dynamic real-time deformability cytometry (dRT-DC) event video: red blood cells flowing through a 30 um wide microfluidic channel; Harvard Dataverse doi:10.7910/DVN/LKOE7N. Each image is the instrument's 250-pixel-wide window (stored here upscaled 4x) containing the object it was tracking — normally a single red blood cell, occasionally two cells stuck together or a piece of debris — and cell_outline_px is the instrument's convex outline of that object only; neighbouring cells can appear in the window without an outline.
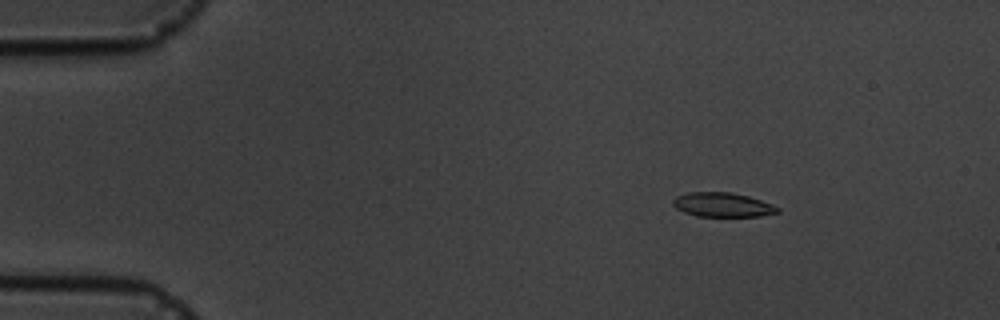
{"species": "common noctule bat (a hibernating species)", "species_latin": "Nyctalus noctula", "temperature_condition": "cold", "stored_images_in_passage": 16, "camera_frame_rate_fps": 3000, "um_per_image_px": 0.085, "animal": {"sex": "male", "body_mass_g": 19.5, "forearm_length_mm": 54.6}, "frame": {"image": 1, "passage_image": 2, "time_ms": 1.333, "image_size_px": [1000, 320], "cell_outline_px": [[780, 212], [760, 216], [696, 216], [684, 212], [676, 208], [672, 204], [672, 200], [676, 196], [688, 192], [732, 192], [748, 196], [772, 204], [780, 208]], "centroid_in_image_um": [61.41, 17.4], "position_along_channel_um": 23.6, "area_um2": 14.85}}
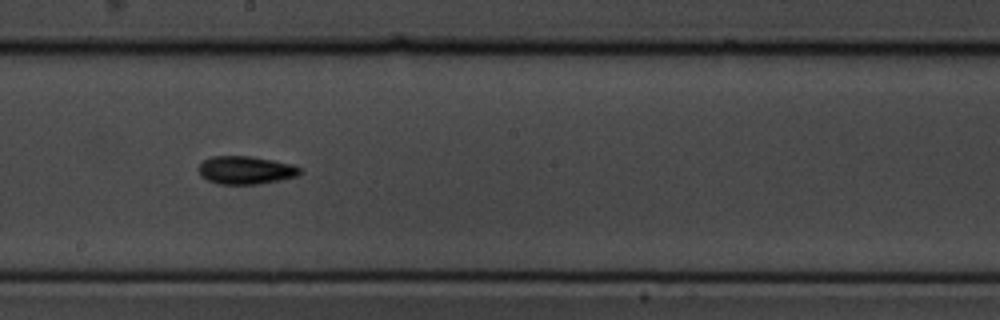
{"frame": {"image": 2, "passage_image": 9, "time_ms": 9.0, "image_size_px": [1000, 320], "cell_outline_px": [[304, 172], [296, 176], [280, 180], [260, 184], [220, 184], [208, 180], [200, 176], [200, 164], [204, 160], [212, 156], [248, 156], [272, 160], [292, 164], [300, 168]], "centroid_in_image_um": [20.91, 14.46], "position_along_channel_um": 227.3, "area_um2": 16.47}}
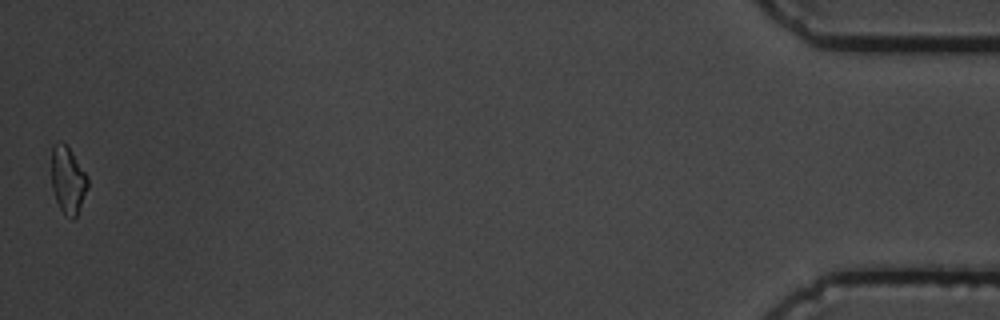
{"frame": {"image": 3, "passage_image": 16, "time_ms": 17.0, "image_size_px": [1000, 320], "cell_outline_px": [[88, 188], [76, 216], [72, 220], [64, 216], [56, 200], [52, 188], [52, 144], [56, 140], [60, 140], [72, 152], [88, 176]], "centroid_in_image_um": [5.77, 15.3], "position_along_channel_um": 429.4, "area_um2": 14.28}, "authors_computed_cell_mechanics": {"area_um2": 15.3459, "velocity_mm_per_s": 3.6637, "shape_relaxation_time_tau1_ms": 3.674, "shape_relaxation_time_tau2_ms": null, "deformation_change_tau1": 0.1021, "deformation_change_tau2": null}}